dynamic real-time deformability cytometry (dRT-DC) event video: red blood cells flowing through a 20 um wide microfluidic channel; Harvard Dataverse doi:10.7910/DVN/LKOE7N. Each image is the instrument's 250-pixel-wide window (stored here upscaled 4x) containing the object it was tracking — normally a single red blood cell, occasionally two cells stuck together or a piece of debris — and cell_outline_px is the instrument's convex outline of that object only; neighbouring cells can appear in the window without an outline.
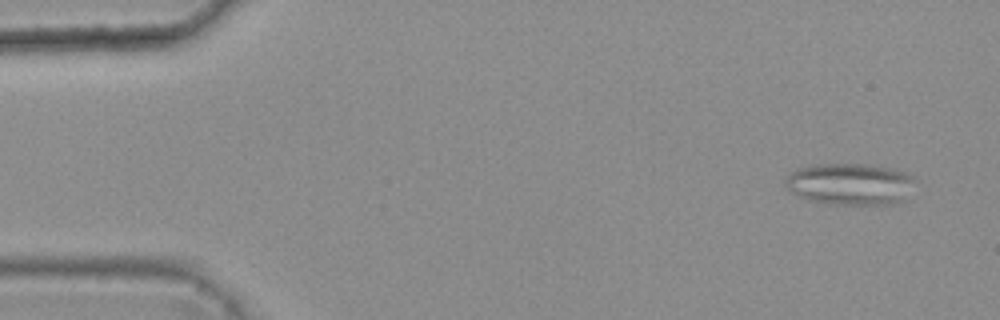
{"species": "common noctule bat (a hibernating species)", "species_latin": "Nyctalus noctula", "temperature_condition": "warm", "stored_images_in_passage": 4, "camera_frame_rate_fps": 3000, "um_per_image_px": 0.085, "animal": {"sex": "female", "body_mass_g": 25.1}, "frame": {"image": 1, "passage_image": 2, "time_ms": 0.333, "image_size_px": [1000, 320], "cell_outline_px": [[916, 180], [904, 200], [892, 204], [828, 204], [808, 200], [792, 192], [784, 184], [784, 180], [788, 172], [796, 168], [816, 164], [868, 164], [892, 168], [904, 172], [912, 176]], "centroid_in_image_um": [72.23, 15.63], "position_along_channel_um": 12.8, "area_um2": 31.79}}